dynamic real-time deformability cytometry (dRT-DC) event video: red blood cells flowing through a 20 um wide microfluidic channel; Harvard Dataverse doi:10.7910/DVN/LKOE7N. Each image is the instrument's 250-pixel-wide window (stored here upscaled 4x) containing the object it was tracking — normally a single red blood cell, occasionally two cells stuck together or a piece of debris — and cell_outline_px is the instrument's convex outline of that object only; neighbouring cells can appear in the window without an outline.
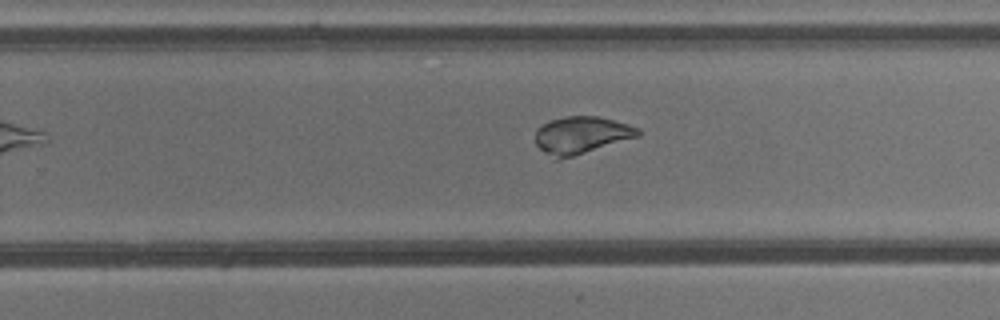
{"species": "common noctule bat (a hibernating species)", "species_latin": "Nyctalus noctula", "temperature_condition": "cold", "stored_images_in_passage": 8, "camera_frame_rate_fps": 3000, "um_per_image_px": 0.085, "animal": {"sex": "male", "body_mass_g": 13.3}, "frame": {"image": 1, "passage_image": 8, "time_ms": 2.333, "image_size_px": [1000, 320], "cell_outline_px": [[640, 136], [572, 156], [556, 160], [544, 152], [536, 144], [536, 128], [552, 120], [564, 116], [596, 116], [628, 124], [640, 128]], "centroid_in_image_um": [49.41, 11.48], "position_along_channel_um": 280.4, "area_um2": 22.02}}